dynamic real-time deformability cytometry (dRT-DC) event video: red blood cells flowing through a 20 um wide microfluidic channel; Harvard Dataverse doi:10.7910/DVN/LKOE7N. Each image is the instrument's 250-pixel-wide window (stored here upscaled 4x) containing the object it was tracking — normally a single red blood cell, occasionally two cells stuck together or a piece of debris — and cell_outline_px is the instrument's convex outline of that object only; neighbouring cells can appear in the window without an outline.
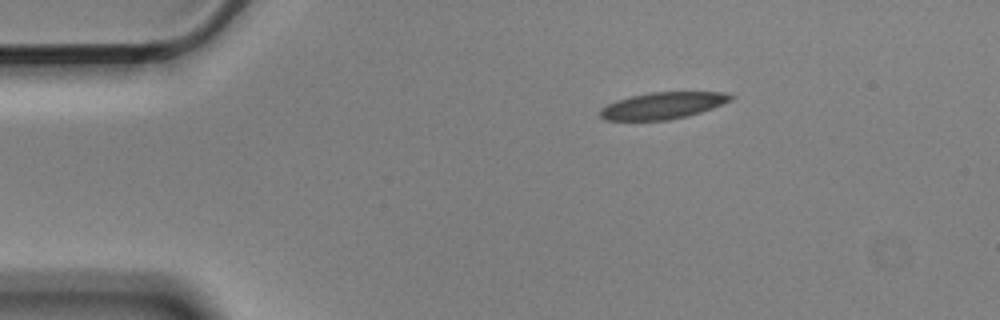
{"species": "Egyptian fruit bat (a non-hibernating species)", "species_latin": "Rousettus aegyptiacus", "temperature_condition": "cold", "stored_images_in_passage": 4, "camera_frame_rate_fps": 3000, "um_per_image_px": 0.085, "animal": {"sex": "male"}, "frame": {"image": 1, "passage_image": 1, "time_ms": 0.0, "image_size_px": [1000, 320], "cell_outline_px": [[736, 96], [732, 100], [712, 108], [688, 116], [668, 120], [604, 120], [600, 116], [600, 108], [616, 100], [648, 92], [724, 92]], "centroid_in_image_um": [56.34, 8.97], "position_along_channel_um": 28.7, "area_um2": 20.35}}
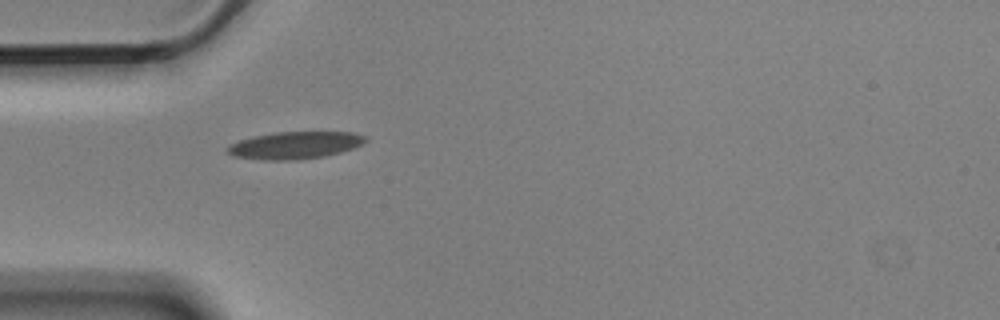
{"frame": {"image": 2, "passage_image": 3, "time_ms": 0.667, "image_size_px": [1000, 320], "cell_outline_px": [[368, 140], [352, 148], [340, 152], [324, 156], [296, 160], [264, 160], [232, 156], [224, 148], [240, 140], [252, 136], [276, 132], [352, 132], [368, 136]], "centroid_in_image_um": [25.06, 12.34], "position_along_channel_um": 59.9, "area_um2": 21.91}}
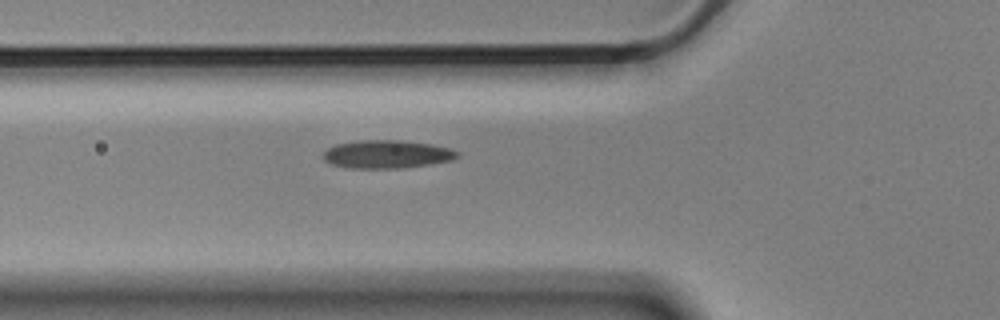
{"frame": {"image": 3, "passage_image": 4, "time_ms": 1.0, "image_size_px": [1000, 320], "cell_outline_px": [[460, 156], [452, 160], [404, 168], [348, 168], [332, 164], [324, 160], [324, 152], [328, 148], [336, 144], [360, 140], [400, 140], [432, 144], [448, 148], [460, 152]], "centroid_in_image_um": [32.9, 13.11], "position_along_channel_um": 92.9, "area_um2": 21.96}}